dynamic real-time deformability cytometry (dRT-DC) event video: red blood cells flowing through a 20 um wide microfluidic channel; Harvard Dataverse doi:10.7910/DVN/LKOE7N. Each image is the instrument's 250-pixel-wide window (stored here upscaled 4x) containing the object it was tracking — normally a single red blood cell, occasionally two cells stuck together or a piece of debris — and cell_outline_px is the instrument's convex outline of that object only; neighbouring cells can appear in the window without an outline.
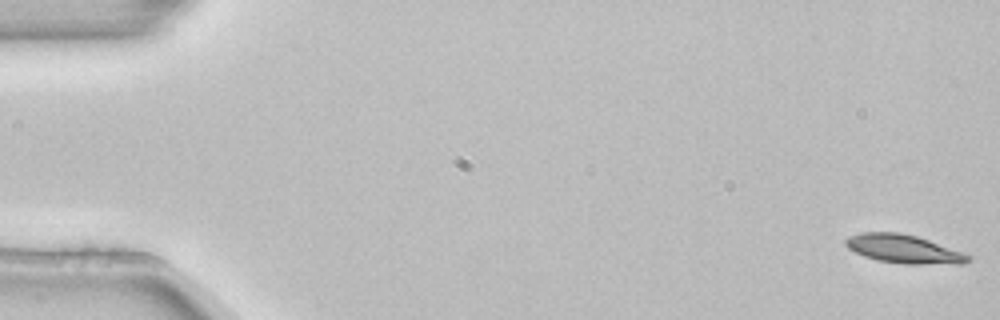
{"species": "common noctule bat (a hibernating species)", "species_latin": "Nyctalus noctula", "temperature_condition": "room temperature", "stored_images_in_passage": 6, "camera_frame_rate_fps": 3000, "um_per_image_px": 0.085, "animal": {"sex": "female", "body_mass_g": 22.7, "forearm_length_mm": 54.2}, "frame": {"image": 1, "passage_image": 1, "time_ms": 0.0, "image_size_px": [1000, 320], "cell_outline_px": [[972, 260], [964, 264], [904, 264], [876, 260], [864, 256], [848, 248], [844, 244], [844, 240], [848, 236], [860, 232], [900, 232], [916, 236], [928, 240], [972, 256]], "centroid_in_image_um": [76.8, 21.17], "position_along_channel_um": 8.2, "area_um2": 20.46}}
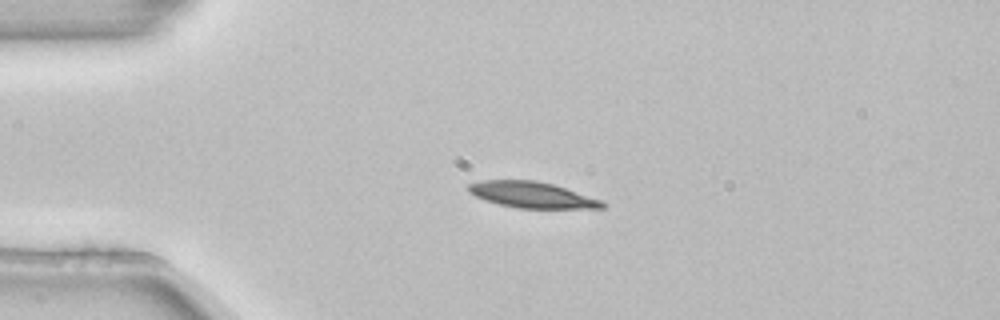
{"frame": {"image": 2, "passage_image": 4, "time_ms": 1.0, "image_size_px": [1000, 320], "cell_outline_px": [[608, 204], [604, 208], [516, 208], [484, 200], [468, 192], [468, 184], [480, 180], [536, 180], [552, 184], [604, 200]], "centroid_in_image_um": [45.24, 16.56], "position_along_channel_um": 39.8, "area_um2": 20.4}}